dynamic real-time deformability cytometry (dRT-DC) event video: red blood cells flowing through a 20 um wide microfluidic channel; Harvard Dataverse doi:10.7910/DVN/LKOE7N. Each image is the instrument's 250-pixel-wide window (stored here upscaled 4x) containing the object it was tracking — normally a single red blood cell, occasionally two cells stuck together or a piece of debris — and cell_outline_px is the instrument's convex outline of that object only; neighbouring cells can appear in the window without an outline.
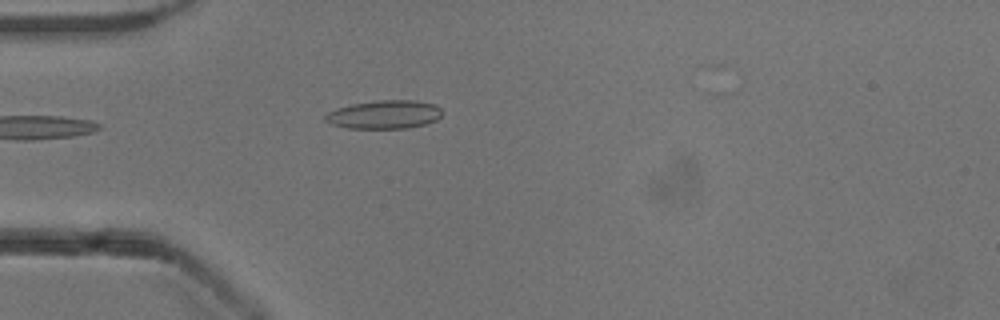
{"species": "common noctule bat (a hibernating species)", "species_latin": "Nyctalus noctula", "temperature_condition": "cold", "stored_images_in_passage": 17, "camera_frame_rate_fps": 3000, "um_per_image_px": 0.085, "animal": {"sex": "male", "body_mass_g": 13.3}, "frame": {"image": 1, "passage_image": 1, "time_ms": 0.0, "image_size_px": [1000, 320], "cell_outline_px": [[444, 112], [436, 120], [424, 124], [408, 128], [348, 128], [332, 124], [324, 120], [324, 116], [328, 112], [336, 108], [352, 104], [376, 100], [416, 100], [436, 104]], "centroid_in_image_um": [32.68, 9.72], "position_along_channel_um": 52.3, "area_um2": 19.48}}
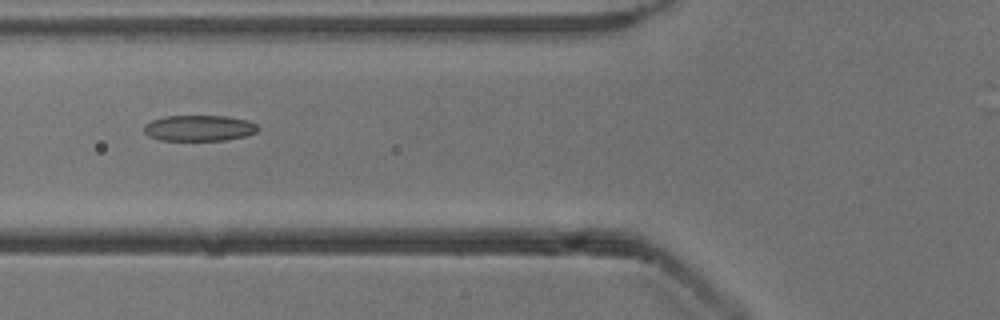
{"frame": {"image": 2, "passage_image": 6, "time_ms": 1.667, "image_size_px": [1000, 320], "cell_outline_px": [[260, 128], [256, 132], [244, 136], [224, 140], [160, 140], [148, 136], [144, 132], [144, 124], [152, 120], [164, 116], [224, 116], [248, 120], [256, 124]], "centroid_in_image_um": [16.91, 10.88], "position_along_channel_um": 108.9, "area_um2": 17.17}}